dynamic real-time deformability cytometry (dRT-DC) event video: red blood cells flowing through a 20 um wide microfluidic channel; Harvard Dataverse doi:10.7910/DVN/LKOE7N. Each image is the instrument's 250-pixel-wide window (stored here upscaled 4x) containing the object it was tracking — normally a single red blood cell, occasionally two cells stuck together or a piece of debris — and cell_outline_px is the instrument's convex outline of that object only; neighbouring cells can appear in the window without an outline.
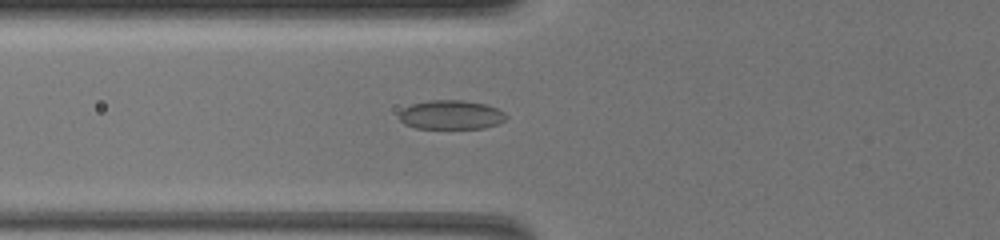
{"species": "common noctule bat (a hibernating species)", "species_latin": "Nyctalus noctula", "temperature_condition": "warm", "stored_images_in_passage": 44, "camera_frame_rate_fps": 3000, "um_per_image_px": 0.085, "animal": {"sex": "female", "body_mass_g": 19.5, "forearm_length_mm": 54.1}, "frame": {"image": 1, "passage_image": 5, "time_ms": 1.333, "image_size_px": [1000, 240], "cell_outline_px": [[508, 116], [504, 120], [496, 124], [484, 128], [416, 128], [404, 124], [400, 120], [400, 112], [404, 108], [412, 104], [428, 100], [464, 100], [488, 104], [504, 112]], "centroid_in_image_um": [38.35, 9.75], "position_along_channel_um": 87.5, "area_um2": 18.15}}
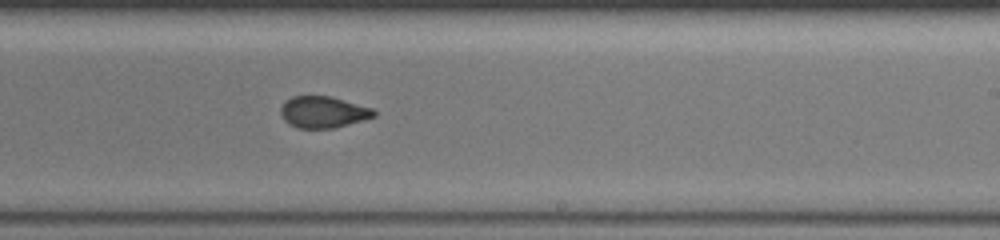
{"frame": {"image": 2, "passage_image": 21, "time_ms": 6.667, "image_size_px": [1000, 240], "cell_outline_px": [[376, 116], [364, 120], [336, 128], [296, 128], [288, 124], [284, 120], [280, 112], [280, 108], [284, 100], [292, 96], [332, 96], [372, 108], [376, 112]], "centroid_in_image_um": [27.45, 9.53], "position_along_channel_um": 261.5, "area_um2": 17.4}}
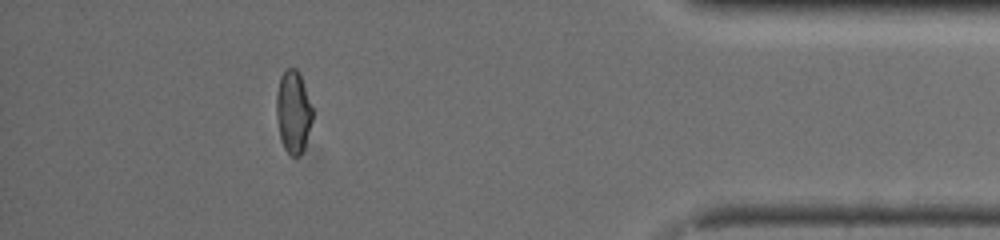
{"frame": {"image": 3, "passage_image": 38, "time_ms": 12.333, "image_size_px": [1000, 240], "cell_outline_px": [[312, 120], [304, 148], [300, 156], [292, 156], [284, 148], [280, 136], [276, 116], [276, 92], [280, 76], [288, 68], [296, 68], [300, 72], [312, 108]], "centroid_in_image_um": [24.92, 9.48], "position_along_channel_um": 410.3, "area_um2": 17.34}, "authors_computed_cell_mechanics": {"area_um2": 17.5712, "velocity_mm_per_s": 3.2623, "shape_relaxation_time_tau1_ms": null, "shape_relaxation_time_tau2_ms": 1.0215, "deformation_change_tau1": null, "deformation_change_tau2": 0.051}}